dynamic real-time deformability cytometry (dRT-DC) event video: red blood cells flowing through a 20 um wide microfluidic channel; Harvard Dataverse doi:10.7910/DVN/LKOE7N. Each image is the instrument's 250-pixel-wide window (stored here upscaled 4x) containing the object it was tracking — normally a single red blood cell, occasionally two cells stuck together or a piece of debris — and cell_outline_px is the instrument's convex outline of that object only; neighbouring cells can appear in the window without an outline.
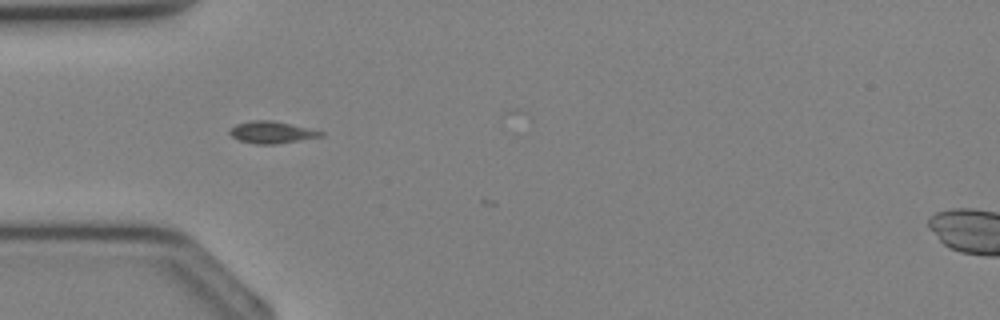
{"species": "Egyptian fruit bat (a non-hibernating species)", "species_latin": "Rousettus aegyptiacus", "temperature_condition": "cold", "stored_images_in_passage": 2, "camera_frame_rate_fps": 3000, "um_per_image_px": 0.085, "animal": {"sex": "female"}, "frame": {"image": 1, "passage_image": 1, "time_ms": 0.0, "image_size_px": [1000, 320], "cell_outline_px": [[324, 136], [276, 144], [256, 144], [240, 140], [232, 136], [228, 132], [236, 124], [252, 120], [272, 120], [324, 132]], "centroid_in_image_um": [23.09, 11.25], "position_along_channel_um": 61.9, "area_um2": 11.44}}